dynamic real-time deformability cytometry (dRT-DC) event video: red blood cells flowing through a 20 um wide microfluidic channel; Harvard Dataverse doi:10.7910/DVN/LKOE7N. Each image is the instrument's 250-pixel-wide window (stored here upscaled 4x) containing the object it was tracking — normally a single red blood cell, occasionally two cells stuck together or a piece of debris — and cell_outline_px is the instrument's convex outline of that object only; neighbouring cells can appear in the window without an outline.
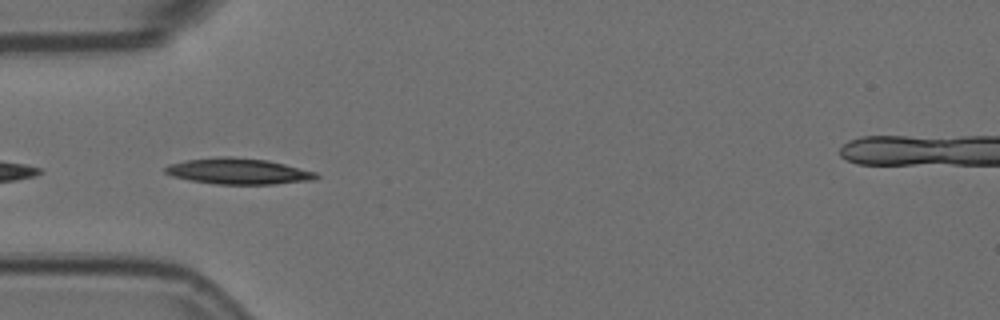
{"species": "Egyptian fruit bat (a non-hibernating species)", "species_latin": "Rousettus aegyptiacus", "temperature_condition": "room temperature", "stored_images_in_passage": 5, "camera_frame_rate_fps": 3000, "um_per_image_px": 0.085, "animal": {"sex": "female"}, "frame": {"image": 1, "passage_image": 3, "time_ms": 0.667, "image_size_px": [1000, 320], "cell_outline_px": [[320, 176], [312, 180], [276, 184], [216, 184], [188, 180], [172, 176], [164, 172], [164, 168], [168, 164], [184, 160], [220, 156], [232, 156], [268, 160], [316, 172]], "centroid_in_image_um": [20.22, 14.55], "position_along_channel_um": 64.8, "area_um2": 23.0}}
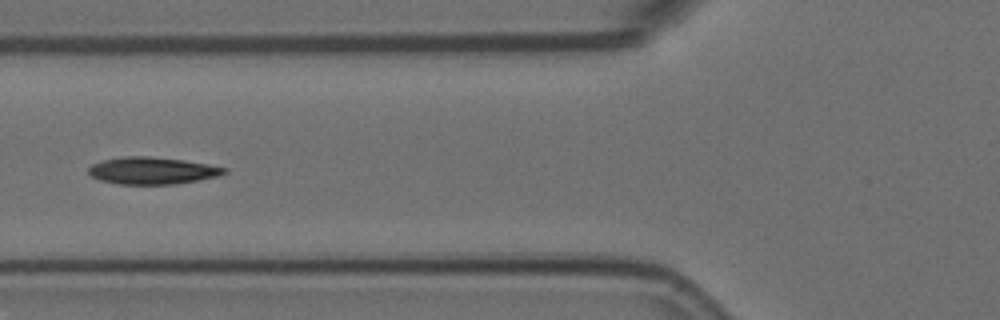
{"frame": {"image": 2, "passage_image": 4, "time_ms": 1.0, "image_size_px": [1000, 320], "cell_outline_px": [[228, 172], [220, 176], [176, 184], [120, 184], [100, 180], [92, 176], [88, 172], [88, 168], [92, 164], [100, 160], [124, 156], [148, 156], [184, 160], [208, 164], [228, 168]], "centroid_in_image_um": [12.96, 14.5], "position_along_channel_um": 112.8, "area_um2": 21.56}}
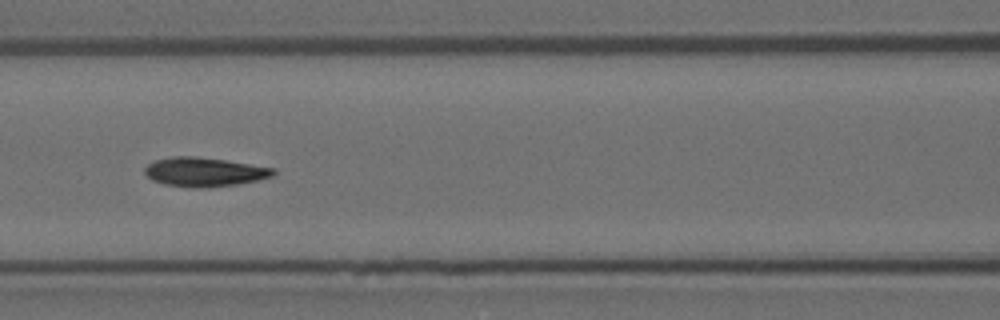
{"frame": {"image": 3, "passage_image": 5, "time_ms": 1.333, "image_size_px": [1000, 320], "cell_outline_px": [[276, 172], [272, 176], [256, 180], [236, 184], [208, 188], [192, 188], [164, 184], [152, 180], [144, 172], [144, 168], [148, 164], [156, 160], [172, 156], [196, 156], [224, 160], [276, 168]], "centroid_in_image_um": [17.35, 14.62], "position_along_channel_um": 149.2, "area_um2": 21.79}}